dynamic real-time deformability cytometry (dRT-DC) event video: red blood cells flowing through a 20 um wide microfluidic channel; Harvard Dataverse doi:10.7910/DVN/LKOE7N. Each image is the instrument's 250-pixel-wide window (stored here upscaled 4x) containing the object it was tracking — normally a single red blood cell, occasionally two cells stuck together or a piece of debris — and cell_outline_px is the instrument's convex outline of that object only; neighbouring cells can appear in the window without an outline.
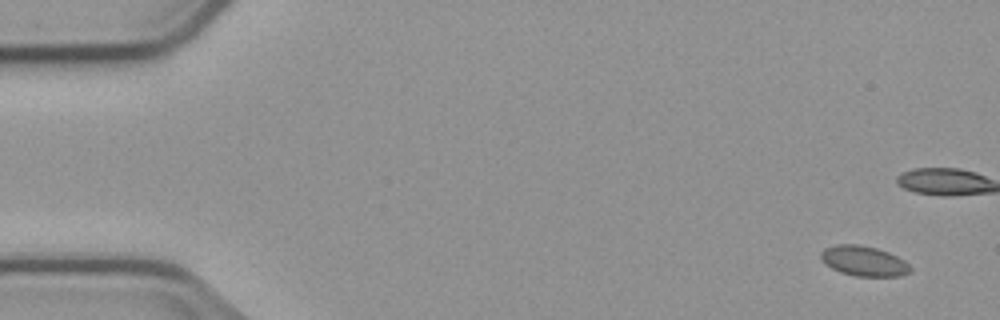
{"species": "common noctule bat (a hibernating species)", "species_latin": "Nyctalus noctula", "temperature_condition": "cold", "stored_images_in_passage": 9, "segment_of_instrument_passage": [1, 2], "camera_frame_rate_fps": 3000, "um_per_image_px": 0.085, "animal": {"sex": "male", "body_mass_g": 23.1, "forearm_length_mm": 52.7}, "frame": {"image": 1, "passage_image": 1, "time_ms": 0.0, "image_size_px": [1000, 320], "cell_outline_px": [[912, 268], [908, 272], [900, 276], [856, 276], [840, 272], [824, 264], [820, 260], [820, 252], [824, 248], [836, 244], [860, 244], [876, 248], [888, 252], [904, 260]], "centroid_in_image_um": [73.37, 22.17], "position_along_channel_um": 11.6, "area_um2": 15.78}}
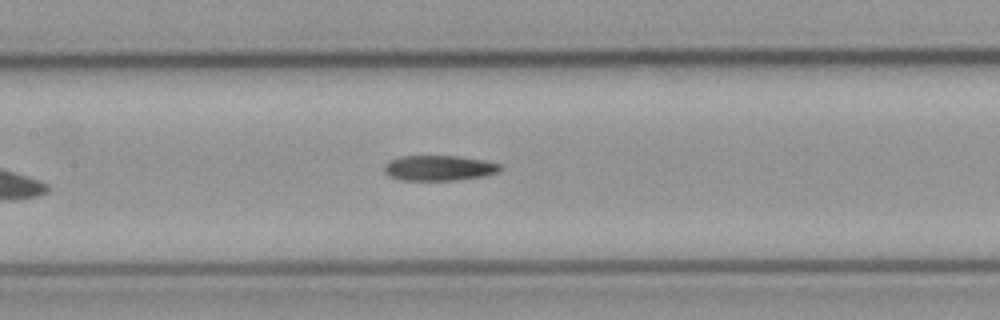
{"frame": {"image": 2, "passage_image": 8, "time_ms": 8.667, "image_size_px": [1000, 320], "cell_outline_px": [[500, 168], [496, 172], [484, 176], [456, 180], [400, 180], [388, 176], [384, 172], [384, 164], [388, 160], [400, 156], [460, 156], [484, 160], [500, 164]], "centroid_in_image_um": [37.25, 14.27], "position_along_channel_um": 170.2, "area_um2": 17.17}}